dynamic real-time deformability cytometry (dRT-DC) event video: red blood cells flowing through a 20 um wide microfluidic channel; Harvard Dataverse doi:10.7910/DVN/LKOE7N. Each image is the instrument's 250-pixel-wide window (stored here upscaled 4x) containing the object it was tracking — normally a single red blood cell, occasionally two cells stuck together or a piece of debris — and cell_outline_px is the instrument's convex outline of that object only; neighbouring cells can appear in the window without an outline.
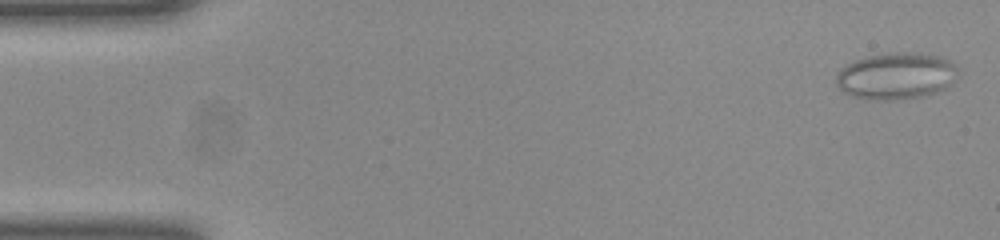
{"species": "common noctule bat (a hibernating species)", "species_latin": "Nyctalus noctula", "temperature_condition": "room temperature", "stored_images_in_passage": 51, "camera_frame_rate_fps": 3000, "um_per_image_px": 0.085, "animal": {"sex": "female", "body_mass_g": 23.0, "forearm_length_mm": 53.4}, "frame": {"image": 1, "passage_image": 2, "time_ms": 0.333, "image_size_px": [1000, 240], "cell_outline_px": [[960, 72], [956, 80], [944, 88], [936, 92], [920, 96], [896, 100], [872, 100], [852, 96], [844, 92], [836, 84], [836, 76], [840, 68], [856, 60], [868, 56], [892, 52], [912, 52], [940, 56], [956, 64]], "centroid_in_image_um": [76.2, 6.45], "position_along_channel_um": 8.8, "area_um2": 33.35}}
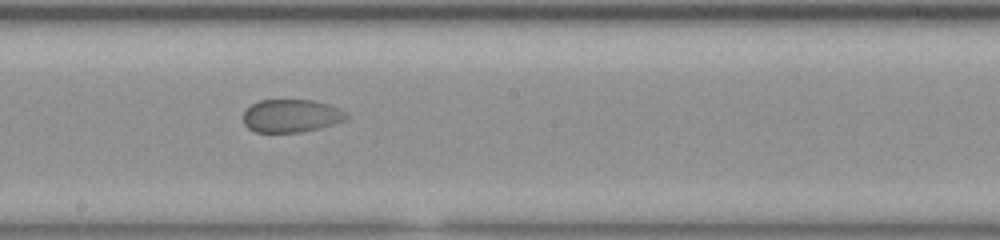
{"frame": {"image": 2, "passage_image": 28, "time_ms": 9.0, "image_size_px": [1000, 240], "cell_outline_px": [[348, 116], [344, 120], [320, 128], [300, 132], [256, 132], [248, 128], [244, 124], [244, 112], [252, 104], [260, 100], [312, 100], [328, 104], [340, 108]], "centroid_in_image_um": [24.74, 9.84], "position_along_channel_um": 223.5, "area_um2": 19.65}}
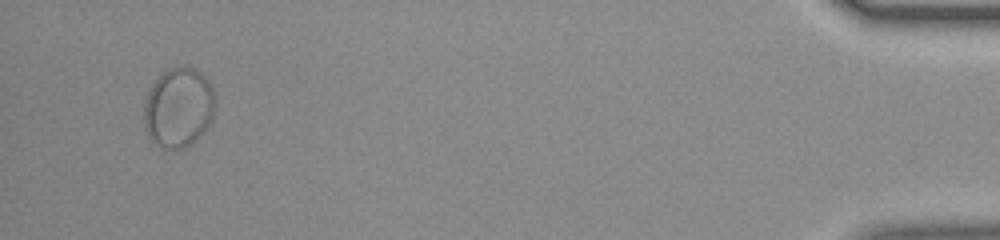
{"frame": {"image": 3, "passage_image": 49, "time_ms": 16.0, "image_size_px": [1000, 240], "cell_outline_px": [[216, 104], [212, 120], [200, 136], [192, 144], [184, 148], [160, 148], [148, 136], [144, 128], [144, 104], [148, 92], [152, 84], [160, 72], [176, 64], [184, 64], [200, 72], [208, 80], [212, 88], [216, 100]], "centroid_in_image_um": [15.17, 9.11], "position_along_channel_um": 420.0, "area_um2": 33.81}}